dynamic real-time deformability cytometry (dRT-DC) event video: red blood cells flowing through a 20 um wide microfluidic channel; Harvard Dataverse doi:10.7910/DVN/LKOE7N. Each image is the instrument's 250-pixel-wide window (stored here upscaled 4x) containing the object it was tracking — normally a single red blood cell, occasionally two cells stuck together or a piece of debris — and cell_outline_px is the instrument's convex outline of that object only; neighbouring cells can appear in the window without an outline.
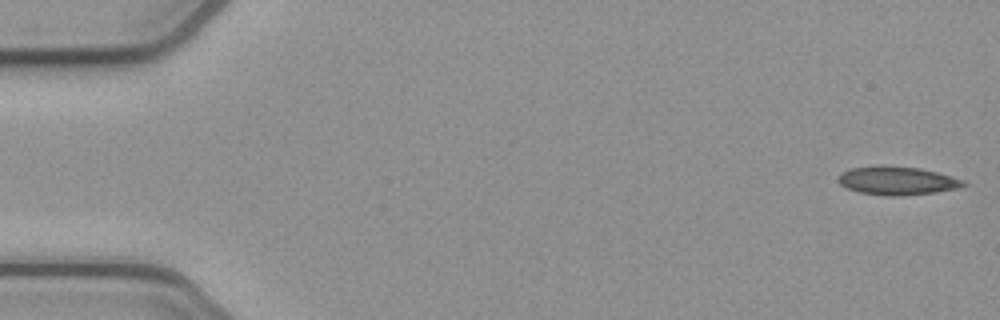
{"species": "common noctule bat (a hibernating species)", "species_latin": "Nyctalus noctula", "temperature_condition": "cold", "stored_images_in_passage": 51, "camera_frame_rate_fps": 3000, "um_per_image_px": 0.085, "animal": {"sex": "female", "body_mass_g": 21.9}, "frame": {"image": 1, "passage_image": 1, "time_ms": 0.0, "image_size_px": [1000, 320], "cell_outline_px": [[968, 184], [956, 188], [936, 192], [904, 196], [884, 196], [860, 192], [848, 188], [840, 184], [836, 180], [836, 176], [840, 172], [852, 168], [920, 168], [936, 172], [964, 180]], "centroid_in_image_um": [76.25, 15.4], "position_along_channel_um": 8.7, "area_um2": 20.06}}
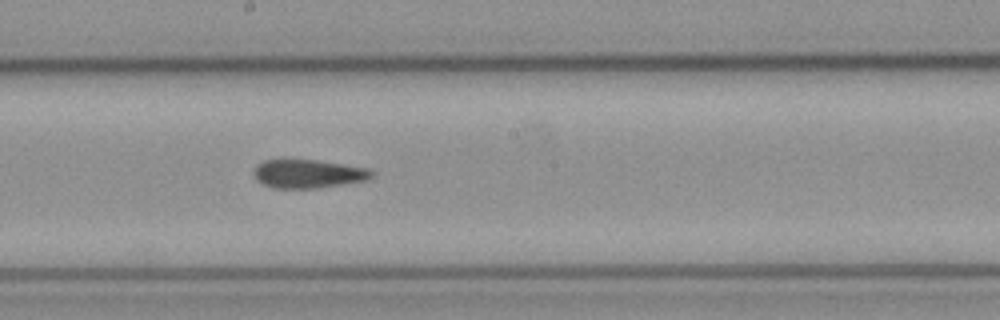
{"frame": {"image": 2, "passage_image": 28, "time_ms": 9.0, "image_size_px": [1000, 320], "cell_outline_px": [[376, 176], [368, 180], [320, 188], [272, 188], [260, 184], [256, 180], [252, 172], [256, 164], [264, 160], [284, 156], [316, 160], [368, 168], [376, 172]], "centroid_in_image_um": [26.14, 14.74], "position_along_channel_um": 222.1, "area_um2": 20.75}}
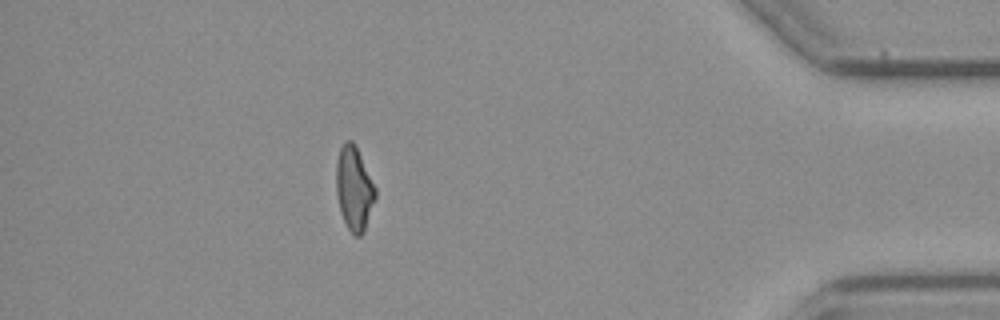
{"frame": {"image": 3, "passage_image": 46, "time_ms": 15.0, "image_size_px": [1000, 320], "cell_outline_px": [[376, 200], [364, 232], [360, 236], [356, 236], [348, 228], [340, 212], [336, 192], [336, 160], [340, 148], [348, 140], [352, 140], [356, 144], [376, 188]], "centroid_in_image_um": [30.11, 16.01], "position_along_channel_um": 405.1, "area_um2": 19.36}}